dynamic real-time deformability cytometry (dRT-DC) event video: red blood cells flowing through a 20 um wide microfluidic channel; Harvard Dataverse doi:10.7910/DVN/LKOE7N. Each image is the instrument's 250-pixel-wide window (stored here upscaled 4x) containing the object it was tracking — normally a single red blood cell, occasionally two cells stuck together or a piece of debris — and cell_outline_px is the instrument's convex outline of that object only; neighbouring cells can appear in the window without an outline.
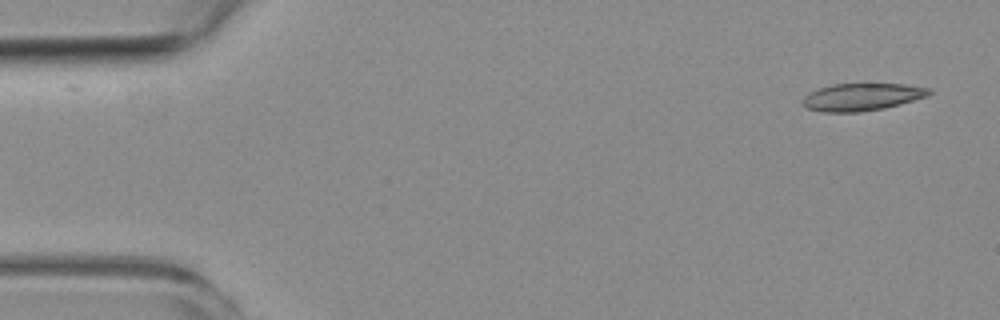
{"species": "common noctule bat (a hibernating species)", "species_latin": "Nyctalus noctula", "temperature_condition": "room temperature", "stored_images_in_passage": 2, "camera_frame_rate_fps": 3000, "um_per_image_px": 0.085, "animal": {"sex": "female", "body_mass_g": 19.3, "forearm_length_mm": 54.1}, "frame": {"image": 1, "passage_image": 2, "time_ms": 1.0, "image_size_px": [1000, 320], "cell_outline_px": [[932, 92], [928, 96], [900, 104], [884, 108], [860, 112], [824, 112], [808, 108], [804, 104], [804, 96], [820, 88], [832, 84], [904, 84], [932, 88]], "centroid_in_image_um": [73.33, 8.24], "position_along_channel_um": 11.7, "area_um2": 20.0}}